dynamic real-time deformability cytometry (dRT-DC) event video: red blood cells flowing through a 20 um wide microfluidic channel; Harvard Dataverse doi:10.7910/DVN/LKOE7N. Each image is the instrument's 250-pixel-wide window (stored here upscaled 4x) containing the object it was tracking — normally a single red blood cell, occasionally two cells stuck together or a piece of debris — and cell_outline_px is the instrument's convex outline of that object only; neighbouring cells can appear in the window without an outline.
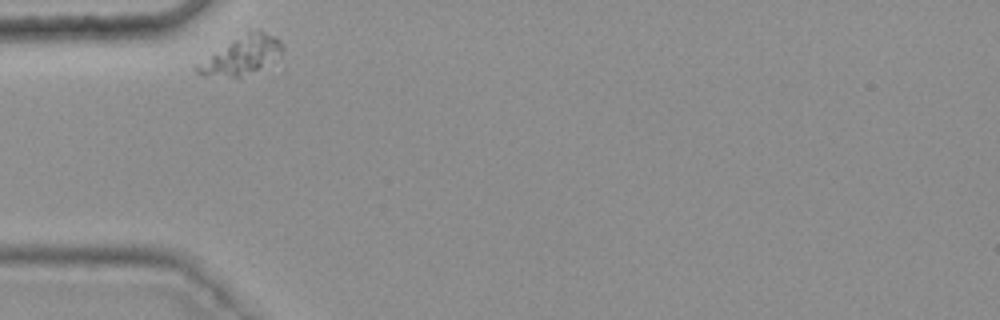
{"species": "common noctule bat (a hibernating species)", "species_latin": "Nyctalus noctula", "temperature_condition": "warm", "stored_images_in_passage": 43, "camera_frame_rate_fps": 3000, "um_per_image_px": 0.085, "animal": {"sex": "female", "body_mass_g": 25.1}, "frame": {"image": 1, "passage_image": 1, "time_ms": 0.0, "image_size_px": [1000, 320], "cell_outline_px": [[284, 48], [280, 52], [240, 80], [204, 76], [196, 72], [192, 68], [248, 32], [260, 28], [280, 40]], "centroid_in_image_um": [20.5, 4.78], "position_along_channel_um": 64.5, "area_um2": 18.09}}
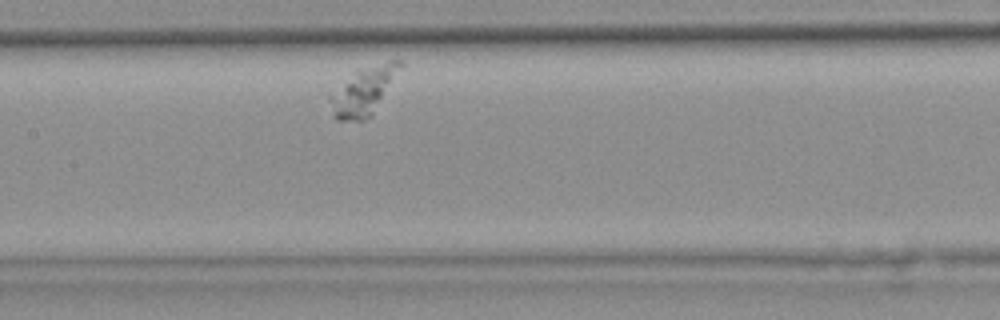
{"frame": {"image": 2, "passage_image": 12, "time_ms": 3.667, "image_size_px": [1000, 320], "cell_outline_px": [[404, 64], [372, 116], [364, 120], [336, 120], [332, 116], [328, 100], [328, 92], [356, 72], [388, 60], [404, 60]], "centroid_in_image_um": [30.87, 7.76], "position_along_channel_um": 176.5, "area_um2": 19.65}}
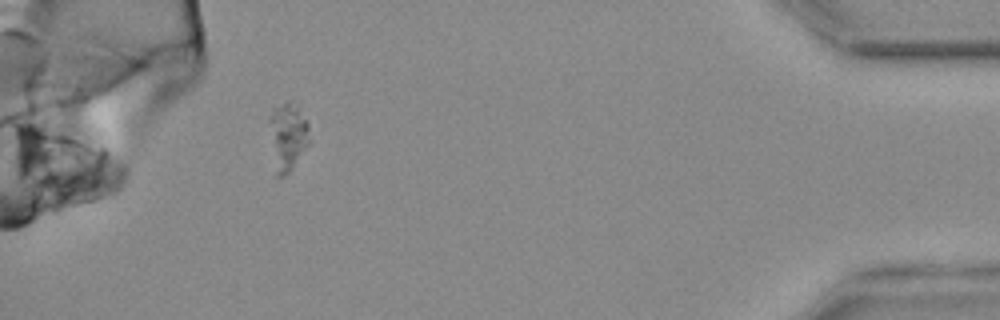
{"frame": {"image": 3, "passage_image": 39, "time_ms": 12.667, "image_size_px": [1000, 320], "cell_outline_px": [[312, 140], [292, 168], [284, 176], [276, 176], [268, 120], [272, 108], [288, 100], [300, 100], [308, 120]], "centroid_in_image_um": [24.52, 11.46], "position_along_channel_um": 410.7, "area_um2": 16.82}}